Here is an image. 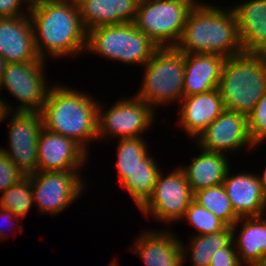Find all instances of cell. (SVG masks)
<instances>
[{
  "label": "cell",
  "instance_id": "1",
  "mask_svg": "<svg viewBox=\"0 0 266 266\" xmlns=\"http://www.w3.org/2000/svg\"><path fill=\"white\" fill-rule=\"evenodd\" d=\"M29 16L34 44L41 59L45 60L47 55L58 58L86 54L87 31L82 25L76 0L34 1Z\"/></svg>",
  "mask_w": 266,
  "mask_h": 266
},
{
  "label": "cell",
  "instance_id": "2",
  "mask_svg": "<svg viewBox=\"0 0 266 266\" xmlns=\"http://www.w3.org/2000/svg\"><path fill=\"white\" fill-rule=\"evenodd\" d=\"M212 4L194 5L175 46L183 54H218L225 58L243 51L233 10Z\"/></svg>",
  "mask_w": 266,
  "mask_h": 266
},
{
  "label": "cell",
  "instance_id": "3",
  "mask_svg": "<svg viewBox=\"0 0 266 266\" xmlns=\"http://www.w3.org/2000/svg\"><path fill=\"white\" fill-rule=\"evenodd\" d=\"M98 104L87 92L65 85L49 86L41 110L43 127L74 140L88 152L89 141L98 139Z\"/></svg>",
  "mask_w": 266,
  "mask_h": 266
},
{
  "label": "cell",
  "instance_id": "4",
  "mask_svg": "<svg viewBox=\"0 0 266 266\" xmlns=\"http://www.w3.org/2000/svg\"><path fill=\"white\" fill-rule=\"evenodd\" d=\"M218 89L224 110L248 115L266 92V55L242 51L226 58Z\"/></svg>",
  "mask_w": 266,
  "mask_h": 266
},
{
  "label": "cell",
  "instance_id": "5",
  "mask_svg": "<svg viewBox=\"0 0 266 266\" xmlns=\"http://www.w3.org/2000/svg\"><path fill=\"white\" fill-rule=\"evenodd\" d=\"M144 68L143 81L137 98L154 110L156 106L180 102L184 97V54L176 47H159Z\"/></svg>",
  "mask_w": 266,
  "mask_h": 266
},
{
  "label": "cell",
  "instance_id": "6",
  "mask_svg": "<svg viewBox=\"0 0 266 266\" xmlns=\"http://www.w3.org/2000/svg\"><path fill=\"white\" fill-rule=\"evenodd\" d=\"M158 48L134 22L100 26L87 32L86 53L127 65L142 67Z\"/></svg>",
  "mask_w": 266,
  "mask_h": 266
},
{
  "label": "cell",
  "instance_id": "7",
  "mask_svg": "<svg viewBox=\"0 0 266 266\" xmlns=\"http://www.w3.org/2000/svg\"><path fill=\"white\" fill-rule=\"evenodd\" d=\"M118 183L126 189L140 209L151 197L157 177L161 172L155 159L149 155L143 137L118 139Z\"/></svg>",
  "mask_w": 266,
  "mask_h": 266
},
{
  "label": "cell",
  "instance_id": "8",
  "mask_svg": "<svg viewBox=\"0 0 266 266\" xmlns=\"http://www.w3.org/2000/svg\"><path fill=\"white\" fill-rule=\"evenodd\" d=\"M193 6L189 0H140L134 24L158 47H175Z\"/></svg>",
  "mask_w": 266,
  "mask_h": 266
},
{
  "label": "cell",
  "instance_id": "9",
  "mask_svg": "<svg viewBox=\"0 0 266 266\" xmlns=\"http://www.w3.org/2000/svg\"><path fill=\"white\" fill-rule=\"evenodd\" d=\"M80 171H37L30 175L33 201L42 213L58 214L86 188Z\"/></svg>",
  "mask_w": 266,
  "mask_h": 266
},
{
  "label": "cell",
  "instance_id": "10",
  "mask_svg": "<svg viewBox=\"0 0 266 266\" xmlns=\"http://www.w3.org/2000/svg\"><path fill=\"white\" fill-rule=\"evenodd\" d=\"M154 109L145 101L134 97L121 98L106 111L98 104V139L113 137L135 138L142 137V133L153 124Z\"/></svg>",
  "mask_w": 266,
  "mask_h": 266
},
{
  "label": "cell",
  "instance_id": "11",
  "mask_svg": "<svg viewBox=\"0 0 266 266\" xmlns=\"http://www.w3.org/2000/svg\"><path fill=\"white\" fill-rule=\"evenodd\" d=\"M163 173H159L151 197L139 210L147 217L153 215L158 221L171 223L183 218L194 193L179 167L166 177Z\"/></svg>",
  "mask_w": 266,
  "mask_h": 266
},
{
  "label": "cell",
  "instance_id": "12",
  "mask_svg": "<svg viewBox=\"0 0 266 266\" xmlns=\"http://www.w3.org/2000/svg\"><path fill=\"white\" fill-rule=\"evenodd\" d=\"M44 68V62L6 63L0 90L6 88L20 101L14 111L41 112L49 91Z\"/></svg>",
  "mask_w": 266,
  "mask_h": 266
},
{
  "label": "cell",
  "instance_id": "13",
  "mask_svg": "<svg viewBox=\"0 0 266 266\" xmlns=\"http://www.w3.org/2000/svg\"><path fill=\"white\" fill-rule=\"evenodd\" d=\"M8 116L9 149H0L25 176L35 173L37 143L43 128L41 112L9 111Z\"/></svg>",
  "mask_w": 266,
  "mask_h": 266
},
{
  "label": "cell",
  "instance_id": "14",
  "mask_svg": "<svg viewBox=\"0 0 266 266\" xmlns=\"http://www.w3.org/2000/svg\"><path fill=\"white\" fill-rule=\"evenodd\" d=\"M197 147L206 151L228 154L256 147L251 141L247 115L224 110L218 118L211 122L195 139Z\"/></svg>",
  "mask_w": 266,
  "mask_h": 266
},
{
  "label": "cell",
  "instance_id": "15",
  "mask_svg": "<svg viewBox=\"0 0 266 266\" xmlns=\"http://www.w3.org/2000/svg\"><path fill=\"white\" fill-rule=\"evenodd\" d=\"M87 154L74 140L43 127L37 143V171H79Z\"/></svg>",
  "mask_w": 266,
  "mask_h": 266
},
{
  "label": "cell",
  "instance_id": "16",
  "mask_svg": "<svg viewBox=\"0 0 266 266\" xmlns=\"http://www.w3.org/2000/svg\"><path fill=\"white\" fill-rule=\"evenodd\" d=\"M0 57L6 63L45 62L37 54L29 15L0 18Z\"/></svg>",
  "mask_w": 266,
  "mask_h": 266
},
{
  "label": "cell",
  "instance_id": "17",
  "mask_svg": "<svg viewBox=\"0 0 266 266\" xmlns=\"http://www.w3.org/2000/svg\"><path fill=\"white\" fill-rule=\"evenodd\" d=\"M174 235L169 229H146L135 238L131 251L133 250L146 266H183L181 240Z\"/></svg>",
  "mask_w": 266,
  "mask_h": 266
},
{
  "label": "cell",
  "instance_id": "18",
  "mask_svg": "<svg viewBox=\"0 0 266 266\" xmlns=\"http://www.w3.org/2000/svg\"><path fill=\"white\" fill-rule=\"evenodd\" d=\"M226 173L223 186L235 214L239 218L262 216L266 211V198L262 192L258 174Z\"/></svg>",
  "mask_w": 266,
  "mask_h": 266
},
{
  "label": "cell",
  "instance_id": "19",
  "mask_svg": "<svg viewBox=\"0 0 266 266\" xmlns=\"http://www.w3.org/2000/svg\"><path fill=\"white\" fill-rule=\"evenodd\" d=\"M179 107V125L192 138H197L224 111L218 88L206 93L184 96Z\"/></svg>",
  "mask_w": 266,
  "mask_h": 266
},
{
  "label": "cell",
  "instance_id": "20",
  "mask_svg": "<svg viewBox=\"0 0 266 266\" xmlns=\"http://www.w3.org/2000/svg\"><path fill=\"white\" fill-rule=\"evenodd\" d=\"M230 8L237 20L243 51L266 55V0L242 1Z\"/></svg>",
  "mask_w": 266,
  "mask_h": 266
},
{
  "label": "cell",
  "instance_id": "21",
  "mask_svg": "<svg viewBox=\"0 0 266 266\" xmlns=\"http://www.w3.org/2000/svg\"><path fill=\"white\" fill-rule=\"evenodd\" d=\"M140 0H76L82 25L89 30L134 22Z\"/></svg>",
  "mask_w": 266,
  "mask_h": 266
},
{
  "label": "cell",
  "instance_id": "22",
  "mask_svg": "<svg viewBox=\"0 0 266 266\" xmlns=\"http://www.w3.org/2000/svg\"><path fill=\"white\" fill-rule=\"evenodd\" d=\"M225 59L218 54H184V96L218 88Z\"/></svg>",
  "mask_w": 266,
  "mask_h": 266
},
{
  "label": "cell",
  "instance_id": "23",
  "mask_svg": "<svg viewBox=\"0 0 266 266\" xmlns=\"http://www.w3.org/2000/svg\"><path fill=\"white\" fill-rule=\"evenodd\" d=\"M262 216L243 217L232 226V241L240 262L246 266H262L266 259V219ZM240 232L237 235L238 224ZM237 235V237H236Z\"/></svg>",
  "mask_w": 266,
  "mask_h": 266
},
{
  "label": "cell",
  "instance_id": "24",
  "mask_svg": "<svg viewBox=\"0 0 266 266\" xmlns=\"http://www.w3.org/2000/svg\"><path fill=\"white\" fill-rule=\"evenodd\" d=\"M201 154L193 157L189 166H180L191 190L194 192L223 184L226 173L231 167L228 155L203 149Z\"/></svg>",
  "mask_w": 266,
  "mask_h": 266
},
{
  "label": "cell",
  "instance_id": "25",
  "mask_svg": "<svg viewBox=\"0 0 266 266\" xmlns=\"http://www.w3.org/2000/svg\"><path fill=\"white\" fill-rule=\"evenodd\" d=\"M232 226H227L217 233L192 235L189 246H184L181 240L183 263L186 255L191 251L192 266H210L213 254L232 242ZM189 248V249H188Z\"/></svg>",
  "mask_w": 266,
  "mask_h": 266
},
{
  "label": "cell",
  "instance_id": "26",
  "mask_svg": "<svg viewBox=\"0 0 266 266\" xmlns=\"http://www.w3.org/2000/svg\"><path fill=\"white\" fill-rule=\"evenodd\" d=\"M193 200L210 210L228 226H233L239 219L232 208L223 184L194 192Z\"/></svg>",
  "mask_w": 266,
  "mask_h": 266
},
{
  "label": "cell",
  "instance_id": "27",
  "mask_svg": "<svg viewBox=\"0 0 266 266\" xmlns=\"http://www.w3.org/2000/svg\"><path fill=\"white\" fill-rule=\"evenodd\" d=\"M33 201L30 178L24 176L17 183L7 188L0 198V208L11 211L17 216L26 217Z\"/></svg>",
  "mask_w": 266,
  "mask_h": 266
},
{
  "label": "cell",
  "instance_id": "28",
  "mask_svg": "<svg viewBox=\"0 0 266 266\" xmlns=\"http://www.w3.org/2000/svg\"><path fill=\"white\" fill-rule=\"evenodd\" d=\"M182 219L188 220L198 231L195 235L217 233L228 226L210 210L199 205L194 200L189 204Z\"/></svg>",
  "mask_w": 266,
  "mask_h": 266
},
{
  "label": "cell",
  "instance_id": "29",
  "mask_svg": "<svg viewBox=\"0 0 266 266\" xmlns=\"http://www.w3.org/2000/svg\"><path fill=\"white\" fill-rule=\"evenodd\" d=\"M251 141L256 147L266 140V92L247 115Z\"/></svg>",
  "mask_w": 266,
  "mask_h": 266
},
{
  "label": "cell",
  "instance_id": "30",
  "mask_svg": "<svg viewBox=\"0 0 266 266\" xmlns=\"http://www.w3.org/2000/svg\"><path fill=\"white\" fill-rule=\"evenodd\" d=\"M25 175L15 166V164L0 149V192L17 183Z\"/></svg>",
  "mask_w": 266,
  "mask_h": 266
},
{
  "label": "cell",
  "instance_id": "31",
  "mask_svg": "<svg viewBox=\"0 0 266 266\" xmlns=\"http://www.w3.org/2000/svg\"><path fill=\"white\" fill-rule=\"evenodd\" d=\"M233 241L225 248L218 249L212 256L210 266H242Z\"/></svg>",
  "mask_w": 266,
  "mask_h": 266
},
{
  "label": "cell",
  "instance_id": "32",
  "mask_svg": "<svg viewBox=\"0 0 266 266\" xmlns=\"http://www.w3.org/2000/svg\"><path fill=\"white\" fill-rule=\"evenodd\" d=\"M22 3H25L26 6L28 5L26 7L27 11L25 10L24 13L21 11V6H25ZM30 7L31 2L29 0H0V18L29 15Z\"/></svg>",
  "mask_w": 266,
  "mask_h": 266
},
{
  "label": "cell",
  "instance_id": "33",
  "mask_svg": "<svg viewBox=\"0 0 266 266\" xmlns=\"http://www.w3.org/2000/svg\"><path fill=\"white\" fill-rule=\"evenodd\" d=\"M0 218L1 219L4 218L3 220H6V222L9 224H10V222L12 223V220H16V218H17V221H18V218L22 219L21 216H17L14 213H12L11 211L4 210L3 208H0ZM1 227H2V224L0 223V239H4L5 237H8L9 233L8 234L5 233L4 227H2V228Z\"/></svg>",
  "mask_w": 266,
  "mask_h": 266
},
{
  "label": "cell",
  "instance_id": "34",
  "mask_svg": "<svg viewBox=\"0 0 266 266\" xmlns=\"http://www.w3.org/2000/svg\"><path fill=\"white\" fill-rule=\"evenodd\" d=\"M7 104L8 103H6L5 100L0 97V124L4 120H6V118L8 117V112L13 111V107H10V105Z\"/></svg>",
  "mask_w": 266,
  "mask_h": 266
},
{
  "label": "cell",
  "instance_id": "35",
  "mask_svg": "<svg viewBox=\"0 0 266 266\" xmlns=\"http://www.w3.org/2000/svg\"><path fill=\"white\" fill-rule=\"evenodd\" d=\"M258 178L261 184L262 192L266 198V168L264 169L262 175H258Z\"/></svg>",
  "mask_w": 266,
  "mask_h": 266
},
{
  "label": "cell",
  "instance_id": "36",
  "mask_svg": "<svg viewBox=\"0 0 266 266\" xmlns=\"http://www.w3.org/2000/svg\"><path fill=\"white\" fill-rule=\"evenodd\" d=\"M5 65H6L5 60L2 57H0V82L3 76Z\"/></svg>",
  "mask_w": 266,
  "mask_h": 266
},
{
  "label": "cell",
  "instance_id": "37",
  "mask_svg": "<svg viewBox=\"0 0 266 266\" xmlns=\"http://www.w3.org/2000/svg\"><path fill=\"white\" fill-rule=\"evenodd\" d=\"M193 5H203V3H200L198 0H189Z\"/></svg>",
  "mask_w": 266,
  "mask_h": 266
},
{
  "label": "cell",
  "instance_id": "38",
  "mask_svg": "<svg viewBox=\"0 0 266 266\" xmlns=\"http://www.w3.org/2000/svg\"><path fill=\"white\" fill-rule=\"evenodd\" d=\"M109 266H119V265H118V262L116 263V260H114V261H112V263H110Z\"/></svg>",
  "mask_w": 266,
  "mask_h": 266
}]
</instances>
